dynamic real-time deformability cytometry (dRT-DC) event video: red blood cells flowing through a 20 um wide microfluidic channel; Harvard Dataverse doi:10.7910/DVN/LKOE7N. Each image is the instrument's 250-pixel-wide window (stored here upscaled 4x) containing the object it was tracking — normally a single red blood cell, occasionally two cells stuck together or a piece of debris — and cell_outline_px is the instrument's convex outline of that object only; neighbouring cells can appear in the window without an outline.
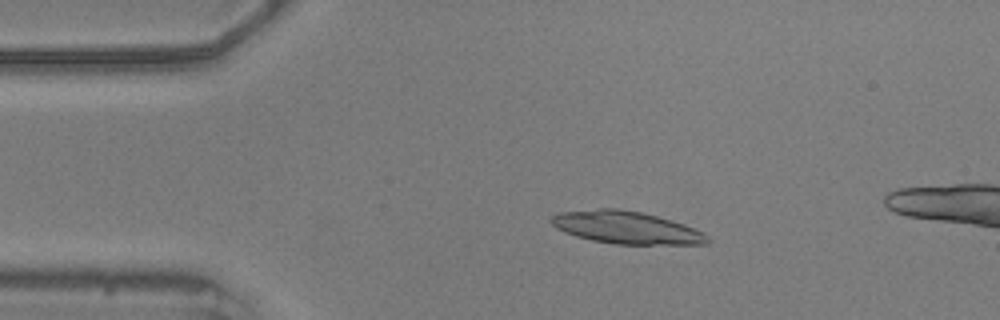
{"species": "common noctule bat (a hibernating species)", "species_latin": "Nyctalus noctula", "temperature_condition": "warm", "stored_images_in_passage": 15, "camera_frame_rate_fps": 3000, "um_per_image_px": 0.085, "animal": {"sex": "male", "body_mass_g": 20.5, "forearm_length_mm": 52.5}, "frame": {"image": 1, "passage_image": 9, "time_ms": 2.667, "image_size_px": [1000, 320], "cell_outline_px": [[712, 240], [708, 244], [616, 244], [592, 240], [576, 236], [564, 232], [556, 228], [548, 220], [552, 216], [560, 212], [600, 208], [616, 208], [640, 212], [656, 216], [684, 224], [704, 232]], "centroid_in_image_um": [53.24, 19.34], "position_along_channel_um": 31.8, "area_um2": 29.54}}